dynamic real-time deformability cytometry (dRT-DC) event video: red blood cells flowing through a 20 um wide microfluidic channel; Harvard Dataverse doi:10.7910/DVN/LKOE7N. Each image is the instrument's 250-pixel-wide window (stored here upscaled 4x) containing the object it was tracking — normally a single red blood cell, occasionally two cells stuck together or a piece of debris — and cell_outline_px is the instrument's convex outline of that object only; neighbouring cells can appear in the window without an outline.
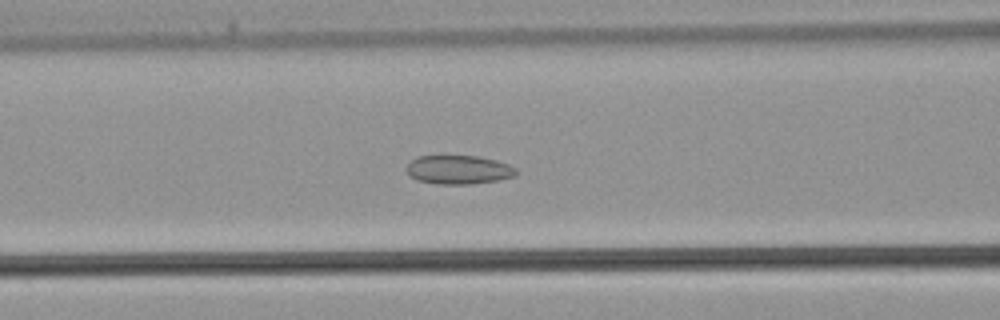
{"species": "common noctule bat (a hibernating species)", "species_latin": "Nyctalus noctula", "temperature_condition": "warm", "stored_images_in_passage": 42, "camera_frame_rate_fps": 3000, "um_per_image_px": 0.085, "animal": {"sex": "male", "body_mass_g": 21.5, "forearm_length_mm": 52.0}, "frame": {"image": 1, "passage_image": 17, "time_ms": 5.333, "image_size_px": [1000, 320], "cell_outline_px": [[520, 172], [516, 176], [496, 180], [472, 184], [436, 184], [416, 180], [408, 176], [404, 168], [416, 156], [476, 156], [496, 160], [508, 164], [516, 168]], "centroid_in_image_um": [38.96, 14.43], "position_along_channel_um": 127.6, "area_um2": 18.67}}
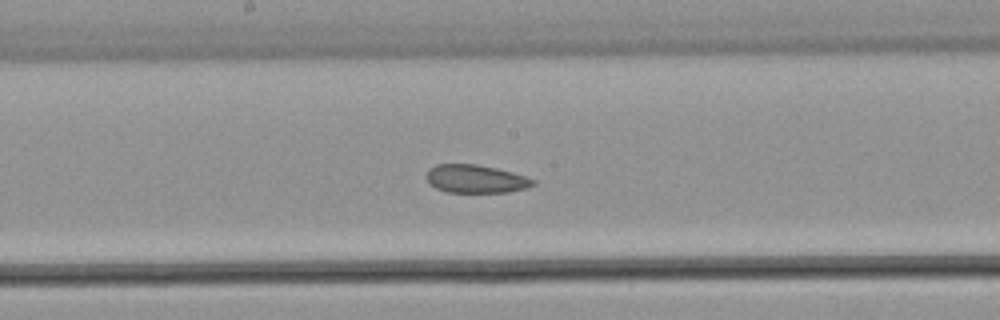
{"frame": {"image": 2, "passage_image": 22, "time_ms": 7.0, "image_size_px": [1000, 320], "cell_outline_px": [[536, 184], [528, 188], [508, 192], [448, 192], [436, 188], [428, 184], [428, 168], [436, 164], [476, 164], [496, 168], [512, 172], [536, 180]], "centroid_in_image_um": [40.45, 15.2], "position_along_channel_um": 207.7, "area_um2": 17.51}}
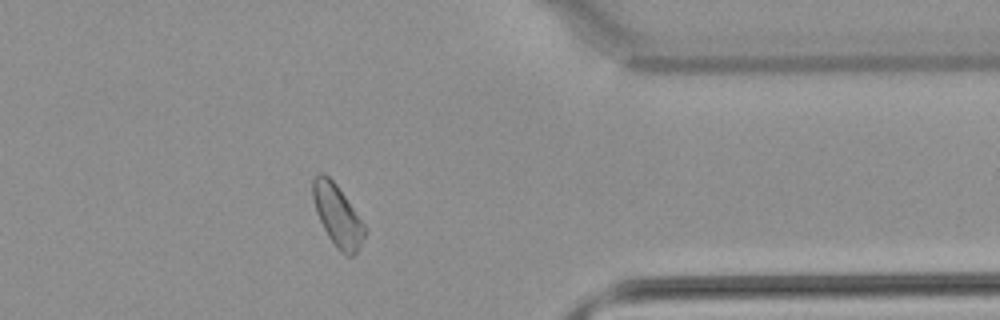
{"frame": {"image": 3, "passage_image": 34, "time_ms": 11.0, "image_size_px": [1000, 320], "cell_outline_px": [[368, 228], [364, 240], [360, 248], [352, 256], [344, 256], [336, 248], [328, 236], [316, 212], [312, 196], [312, 180], [320, 172], [324, 172], [336, 184]], "centroid_in_image_um": [28.71, 18.35], "position_along_channel_um": 382.7, "area_um2": 18.84}}